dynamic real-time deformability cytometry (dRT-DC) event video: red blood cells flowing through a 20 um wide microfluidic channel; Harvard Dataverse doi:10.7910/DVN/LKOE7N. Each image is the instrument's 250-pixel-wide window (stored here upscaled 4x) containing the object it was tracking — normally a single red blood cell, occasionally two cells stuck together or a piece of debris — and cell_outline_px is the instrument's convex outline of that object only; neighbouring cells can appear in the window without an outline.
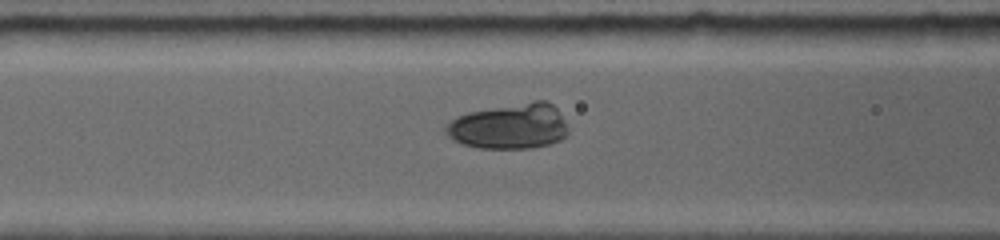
{"species": "common noctule bat (a hibernating species)", "species_latin": "Nyctalus noctula", "temperature_condition": "room temperature", "stored_images_in_passage": 26, "camera_frame_rate_fps": 5000, "um_per_image_px": 0.085, "animal": {"sex": "female", "body_mass_g": 19.0, "forearm_length_mm": 56.7}, "frame": {"image": 1, "passage_image": 10, "time_ms": 2.4, "image_size_px": [1000, 240], "cell_outline_px": [[564, 136], [560, 140], [548, 144], [532, 148], [484, 148], [464, 144], [456, 140], [448, 132], [448, 124], [452, 120], [468, 112], [532, 100], [544, 100], [552, 104], [556, 108], [564, 124]], "centroid_in_image_um": [43.33, 10.72], "position_along_channel_um": 123.3, "area_um2": 31.39}}